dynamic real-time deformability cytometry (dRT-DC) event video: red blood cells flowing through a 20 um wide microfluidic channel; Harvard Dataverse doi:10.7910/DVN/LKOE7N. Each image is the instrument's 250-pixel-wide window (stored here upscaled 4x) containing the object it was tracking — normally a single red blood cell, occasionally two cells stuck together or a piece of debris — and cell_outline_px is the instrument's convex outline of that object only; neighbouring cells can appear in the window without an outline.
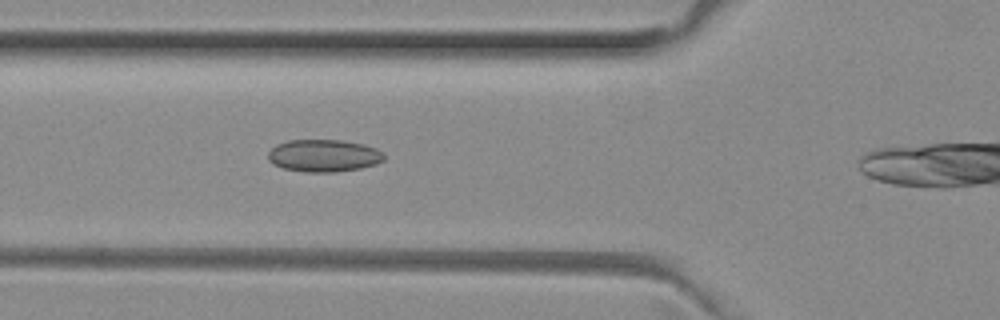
{"species": "common noctule bat (a hibernating species)", "species_latin": "Nyctalus noctula", "temperature_condition": "room temperature", "stored_images_in_passage": 33, "camera_frame_rate_fps": 3000, "um_per_image_px": 0.085, "animal": {"sex": "female", "body_mass_g": 29.2, "forearm_length_mm": 56.3}, "frame": {"image": 1, "passage_image": 8, "time_ms": 2.333, "image_size_px": [1000, 320], "cell_outline_px": [[384, 160], [376, 164], [360, 168], [336, 172], [308, 172], [284, 168], [272, 164], [268, 160], [268, 152], [276, 144], [288, 140], [340, 140], [364, 144], [376, 148], [384, 156]], "centroid_in_image_um": [27.5, 13.23], "position_along_channel_um": 98.3, "area_um2": 21.85}}
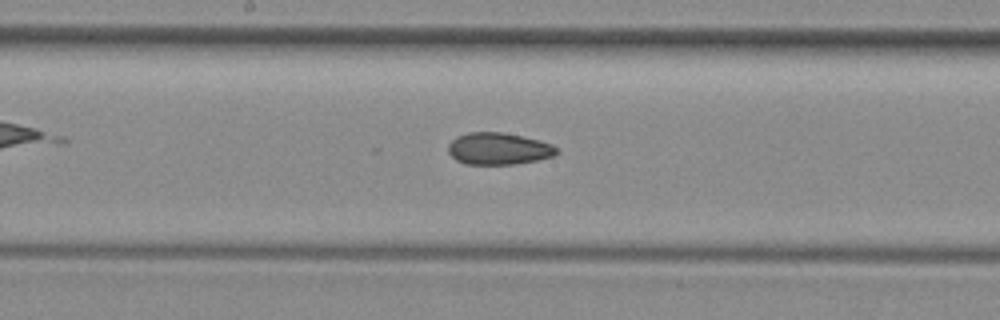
{"frame": {"image": 2, "passage_image": 16, "time_ms": 5.0, "image_size_px": [1000, 320], "cell_outline_px": [[560, 152], [552, 156], [536, 160], [516, 164], [464, 164], [456, 160], [448, 152], [448, 144], [456, 136], [468, 132], [500, 132], [540, 140], [552, 144]], "centroid_in_image_um": [42.35, 12.64], "position_along_channel_um": 205.8, "area_um2": 20.17}}
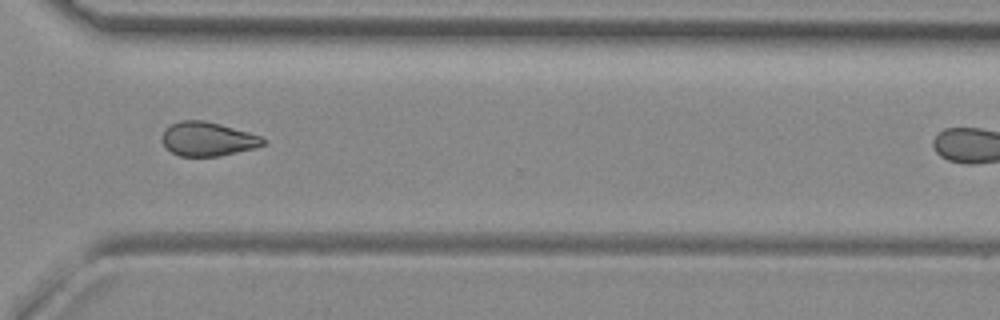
{"frame": {"image": 3, "passage_image": 27, "time_ms": 8.667, "image_size_px": [1000, 320], "cell_outline_px": [[268, 140], [264, 144], [256, 148], [220, 156], [180, 156], [172, 152], [160, 140], [160, 136], [172, 124], [180, 120], [204, 120], [220, 124], [248, 132], [260, 136]], "centroid_in_image_um": [17.67, 11.82], "position_along_channel_um": 352.9, "area_um2": 20.0}, "authors_computed_cell_mechanics": {"area_um2": 20.23, "velocity_mm_per_s": 4.0198, "shape_relaxation_time_tau1_ms": null, "shape_relaxation_time_tau2_ms": 3.9885, "deformation_change_tau1": null, "deformation_change_tau2": 0.0958}}